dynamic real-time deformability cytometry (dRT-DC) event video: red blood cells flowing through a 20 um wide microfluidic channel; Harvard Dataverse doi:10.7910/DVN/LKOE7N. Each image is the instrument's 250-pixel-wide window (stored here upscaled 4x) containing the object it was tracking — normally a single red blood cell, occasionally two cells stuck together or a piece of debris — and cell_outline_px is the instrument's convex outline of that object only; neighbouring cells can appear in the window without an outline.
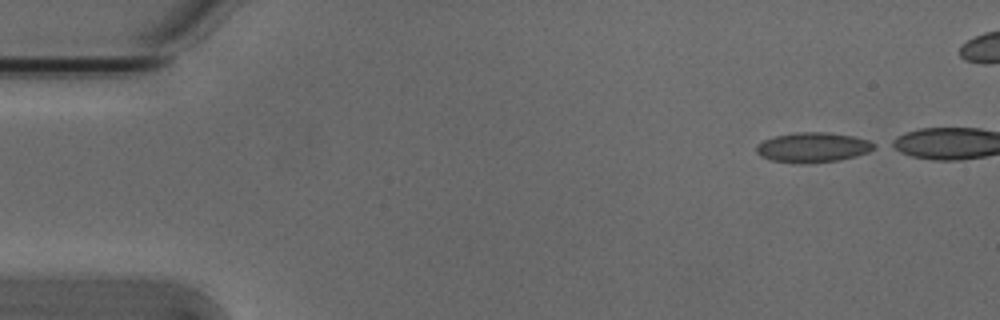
{"species": "Egyptian fruit bat (a non-hibernating species)", "species_latin": "Rousettus aegyptiacus", "temperature_condition": "cold", "stored_images_in_passage": 5, "camera_frame_rate_fps": 3000, "um_per_image_px": 0.085, "animal": {"sex": "male"}, "frame": {"image": 1, "passage_image": 1, "time_ms": 0.0, "image_size_px": [1000, 320], "cell_outline_px": [[876, 148], [868, 152], [856, 156], [840, 160], [804, 164], [800, 164], [772, 160], [760, 156], [756, 152], [756, 144], [764, 140], [776, 136], [796, 132], [828, 132], [852, 136], [868, 140], [876, 144]], "centroid_in_image_um": [69.09, 12.53], "position_along_channel_um": 15.9, "area_um2": 20.63}}